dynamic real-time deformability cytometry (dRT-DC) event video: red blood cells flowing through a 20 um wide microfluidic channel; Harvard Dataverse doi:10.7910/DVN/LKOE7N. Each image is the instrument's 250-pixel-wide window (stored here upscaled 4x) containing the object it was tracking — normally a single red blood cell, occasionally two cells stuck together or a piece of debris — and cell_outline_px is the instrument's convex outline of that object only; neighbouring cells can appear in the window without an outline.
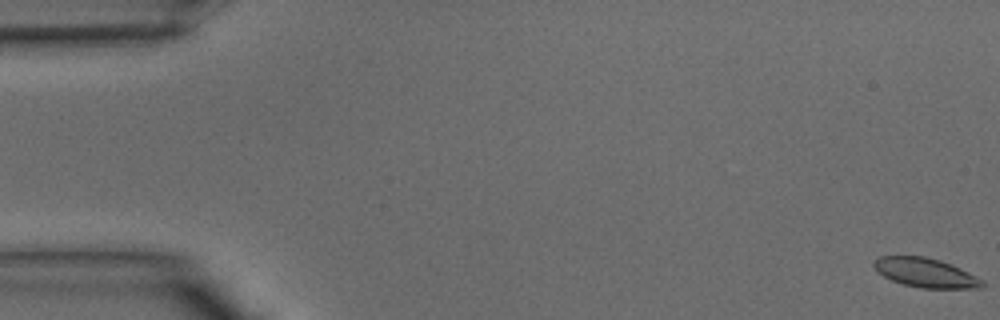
{"species": "common noctule bat (a hibernating species)", "species_latin": "Nyctalus noctula", "temperature_condition": "warm", "stored_images_in_passage": 41, "camera_frame_rate_fps": 3000, "um_per_image_px": 0.085, "animal": {"sex": "male", "body_mass_g": 15.6}, "frame": {"image": 1, "passage_image": 1, "time_ms": 0.0, "image_size_px": [1000, 320], "cell_outline_px": [[984, 288], [920, 288], [904, 284], [892, 280], [876, 272], [872, 264], [880, 256], [924, 256], [940, 260], [952, 264], [984, 280]], "centroid_in_image_um": [78.68, 23.18], "position_along_channel_um": 6.3, "area_um2": 18.5}}
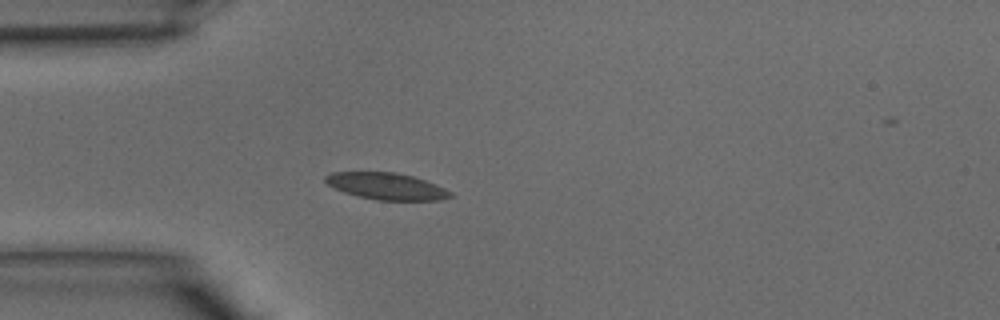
{"frame": {"image": 2, "passage_image": 12, "time_ms": 3.667, "image_size_px": [1000, 320], "cell_outline_px": [[456, 196], [440, 200], [376, 200], [344, 192], [328, 184], [324, 180], [324, 176], [328, 172], [396, 172], [412, 176], [436, 184], [452, 192]], "centroid_in_image_um": [32.87, 15.82], "position_along_channel_um": 52.1, "area_um2": 19.48}}
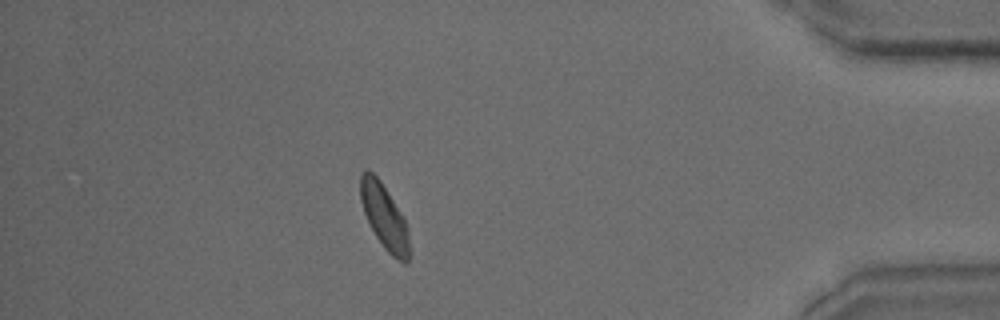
{"frame": {"image": 3, "passage_image": 36, "time_ms": 11.667, "image_size_px": [1000, 320], "cell_outline_px": [[408, 260], [404, 264], [392, 256], [384, 248], [376, 236], [364, 212], [360, 200], [360, 172], [364, 168], [368, 168], [380, 180], [404, 220], [408, 228]], "centroid_in_image_um": [32.62, 18.37], "position_along_channel_um": 402.6, "area_um2": 18.03}}